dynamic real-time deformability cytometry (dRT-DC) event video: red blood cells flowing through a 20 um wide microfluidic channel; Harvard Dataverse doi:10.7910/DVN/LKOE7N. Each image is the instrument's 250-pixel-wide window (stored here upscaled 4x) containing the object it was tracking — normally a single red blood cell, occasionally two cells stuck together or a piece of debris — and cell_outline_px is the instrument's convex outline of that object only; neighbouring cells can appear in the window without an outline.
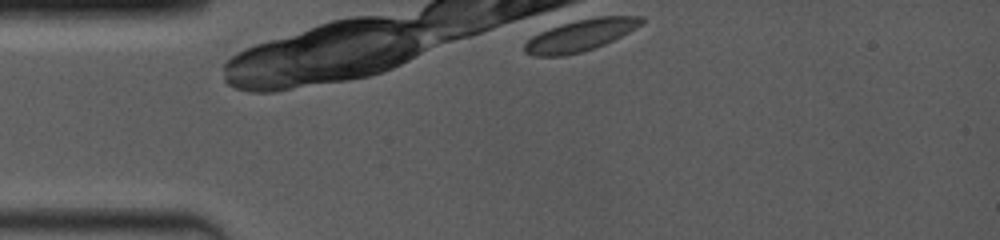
{"species": "common noctule bat (a hibernating species)", "species_latin": "Nyctalus noctula", "temperature_condition": "room temperature", "stored_images_in_passage": 1, "camera_frame_rate_fps": 4000, "um_per_image_px": 0.085, "animal": {"sex": "female", "body_mass_g": 19.0, "forearm_length_mm": 53.3}, "frame": {"image": 1, "passage_image": 1, "time_ms": 0.0, "image_size_px": [1000, 240], "cell_outline_px": [[644, 24], [604, 44], [580, 52], [564, 56], [532, 56], [524, 52], [524, 44], [532, 36], [540, 32], [564, 24], [596, 16], [644, 16]], "centroid_in_image_um": [49.35, 3.01], "position_along_channel_um": 35.7, "area_um2": 21.15}}